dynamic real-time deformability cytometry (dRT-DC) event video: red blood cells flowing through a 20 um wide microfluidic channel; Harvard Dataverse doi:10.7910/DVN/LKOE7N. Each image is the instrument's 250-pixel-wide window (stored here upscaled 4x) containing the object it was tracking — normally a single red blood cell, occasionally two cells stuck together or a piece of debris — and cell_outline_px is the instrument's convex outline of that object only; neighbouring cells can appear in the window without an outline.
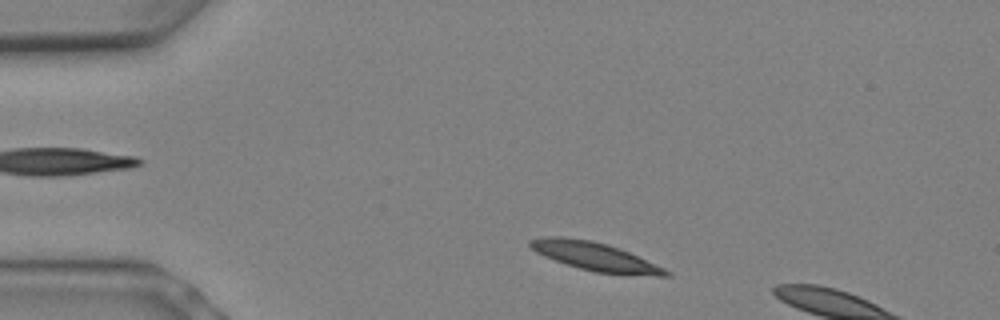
{"species": "Egyptian fruit bat (a non-hibernating species)", "species_latin": "Rousettus aegyptiacus", "temperature_condition": "warm", "stored_images_in_passage": 3, "camera_frame_rate_fps": 3000, "um_per_image_px": 0.085, "animal": {"sex": "female"}, "frame": {"image": 1, "passage_image": 1, "time_ms": 0.0, "image_size_px": [1000, 320], "cell_outline_px": [[672, 276], [624, 276], [596, 272], [580, 268], [544, 256], [536, 252], [528, 244], [528, 240], [540, 236], [564, 236], [592, 240], [608, 244], [628, 252], [664, 268], [672, 272]], "centroid_in_image_um": [50.6, 21.81], "position_along_channel_um": 34.4, "area_um2": 22.77}}